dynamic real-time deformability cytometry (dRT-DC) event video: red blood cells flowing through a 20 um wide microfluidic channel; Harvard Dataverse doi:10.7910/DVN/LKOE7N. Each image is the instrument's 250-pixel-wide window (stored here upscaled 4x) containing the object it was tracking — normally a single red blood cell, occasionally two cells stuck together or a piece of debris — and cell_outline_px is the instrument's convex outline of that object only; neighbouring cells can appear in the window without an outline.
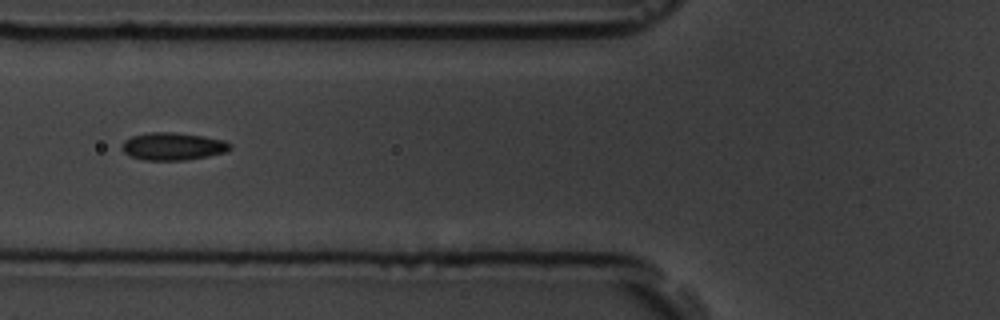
{"species": "common noctule bat (a hibernating species)", "species_latin": "Nyctalus noctula", "temperature_condition": "room temperature", "stored_images_in_passage": 8, "camera_frame_rate_fps": 3000, "um_per_image_px": 0.085, "animal": {"sex": "male", "body_mass_g": 19.5, "forearm_length_mm": 54.6}, "frame": {"image": 1, "passage_image": 6, "time_ms": 6.333, "image_size_px": [1000, 320], "cell_outline_px": [[232, 148], [224, 152], [208, 156], [184, 160], [144, 160], [132, 156], [124, 152], [120, 148], [120, 144], [124, 140], [132, 136], [148, 132], [172, 132], [204, 136], [224, 140], [232, 144]], "centroid_in_image_um": [14.68, 12.43], "position_along_channel_um": 111.1, "area_um2": 17.46}}
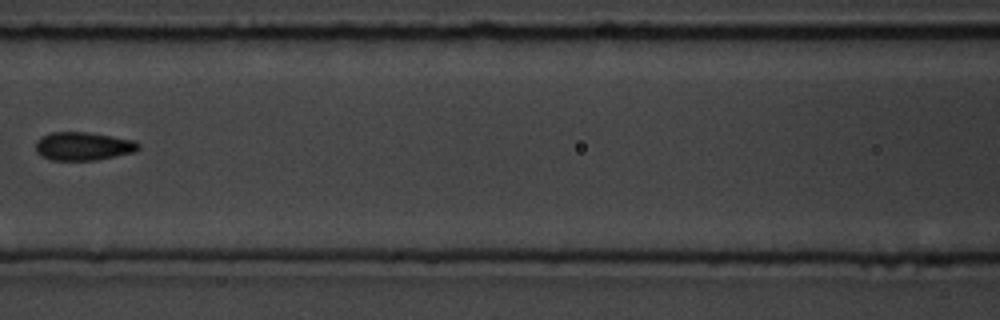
{"frame": {"image": 2, "passage_image": 7, "time_ms": 7.667, "image_size_px": [1000, 320], "cell_outline_px": [[140, 148], [136, 152], [96, 160], [52, 160], [40, 156], [36, 152], [36, 140], [40, 136], [52, 132], [88, 132], [112, 136], [132, 140], [140, 144]], "centroid_in_image_um": [7.05, 12.43], "position_along_channel_um": 159.5, "area_um2": 17.11}}
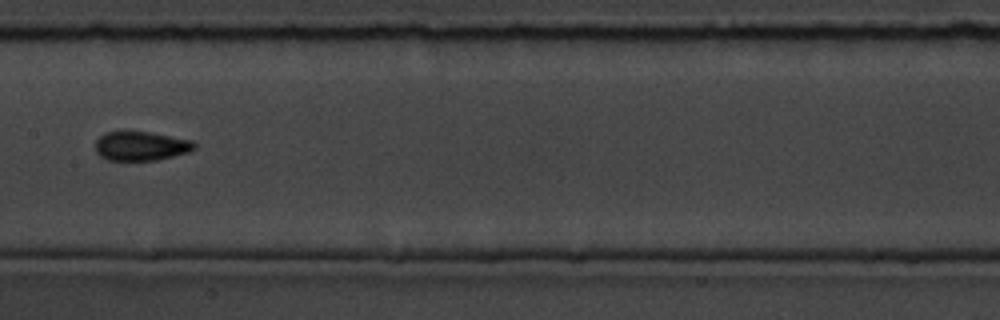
{"frame": {"image": 3, "passage_image": 8, "time_ms": 8.667, "image_size_px": [1000, 320], "cell_outline_px": [[196, 148], [188, 152], [156, 160], [108, 160], [100, 156], [96, 152], [96, 140], [104, 132], [148, 132], [192, 140], [196, 144]], "centroid_in_image_um": [11.98, 12.41], "position_along_channel_um": 195.4, "area_um2": 16.65}}